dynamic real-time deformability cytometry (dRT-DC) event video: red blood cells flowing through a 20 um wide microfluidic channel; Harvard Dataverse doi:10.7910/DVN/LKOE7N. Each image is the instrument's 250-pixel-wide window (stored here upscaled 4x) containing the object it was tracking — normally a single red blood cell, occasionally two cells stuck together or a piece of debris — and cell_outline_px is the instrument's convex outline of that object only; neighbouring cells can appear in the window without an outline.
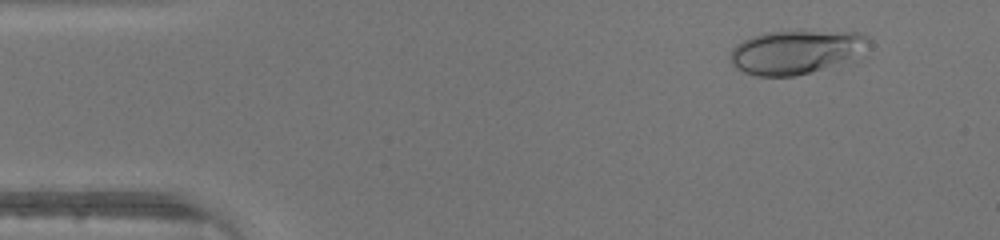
{"species": "human", "species_latin": "Homo sapiens", "temperature_condition": "warm", "stored_images_in_passage": 41, "camera_frame_rate_fps": 3000, "um_per_image_px": 0.085, "donor": {"sex": "male"}, "frame": {"image": 1, "passage_image": 4, "time_ms": 1.0, "image_size_px": [1000, 240], "cell_outline_px": [[872, 44], [848, 60], [812, 72], [796, 76], [756, 76], [744, 72], [736, 68], [732, 64], [728, 56], [732, 48], [736, 44], [752, 36], [768, 32], [860, 32], [872, 40]], "centroid_in_image_um": [67.62, 4.43], "position_along_channel_um": 17.4, "area_um2": 35.03}}
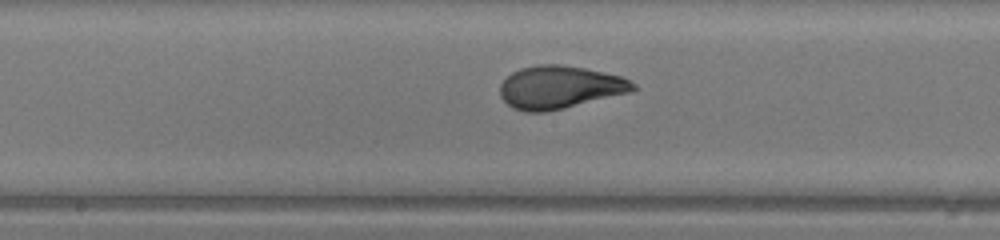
{"frame": {"image": 2, "passage_image": 23, "time_ms": 7.333, "image_size_px": [1000, 240], "cell_outline_px": [[636, 88], [632, 92], [564, 108], [544, 112], [524, 112], [512, 108], [500, 96], [500, 84], [512, 72], [520, 68], [536, 64], [560, 64], [584, 68], [620, 76], [636, 84]], "centroid_in_image_um": [47.55, 7.42], "position_along_channel_um": 200.6, "area_um2": 33.23}}
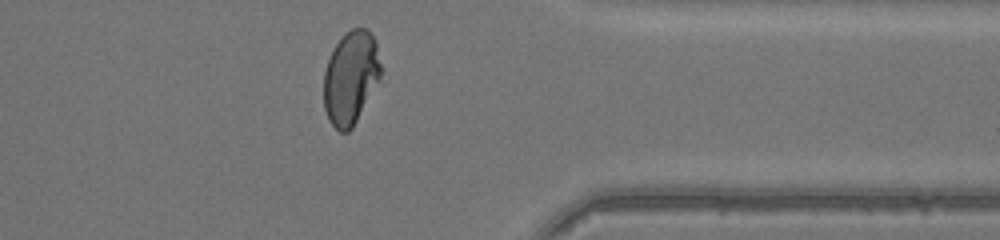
{"frame": {"image": 3, "passage_image": 36, "time_ms": 11.667, "image_size_px": [1000, 240], "cell_outline_px": [[384, 68], [380, 80], [352, 128], [348, 132], [340, 132], [328, 120], [324, 108], [324, 72], [328, 60], [340, 36], [344, 32], [352, 28], [368, 28], [376, 40]], "centroid_in_image_um": [29.85, 6.56], "position_along_channel_um": 381.5, "area_um2": 31.67}}